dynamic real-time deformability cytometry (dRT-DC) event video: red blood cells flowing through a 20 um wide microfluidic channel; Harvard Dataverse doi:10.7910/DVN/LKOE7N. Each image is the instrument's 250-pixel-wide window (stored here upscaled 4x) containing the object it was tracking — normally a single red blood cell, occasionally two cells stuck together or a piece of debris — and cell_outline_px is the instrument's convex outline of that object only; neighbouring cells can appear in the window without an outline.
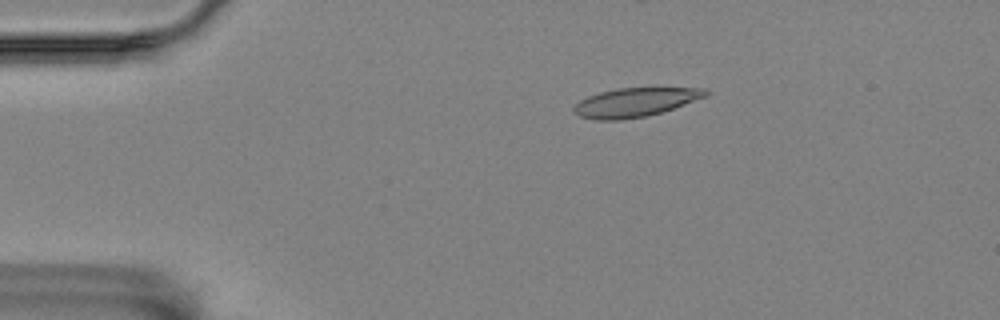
{"species": "Egyptian fruit bat (a non-hibernating species)", "species_latin": "Rousettus aegyptiacus", "temperature_condition": "room temperature", "stored_images_in_passage": 6, "camera_frame_rate_fps": 3000, "um_per_image_px": 0.085, "animal": {"sex": "female"}, "frame": {"image": 1, "passage_image": 3, "time_ms": 0.667, "image_size_px": [1000, 320], "cell_outline_px": [[708, 96], [660, 112], [644, 116], [620, 120], [596, 120], [580, 116], [572, 112], [572, 108], [580, 100], [588, 96], [600, 92], [616, 88], [704, 88], [708, 92]], "centroid_in_image_um": [53.94, 8.69], "position_along_channel_um": 31.1, "area_um2": 21.96}}
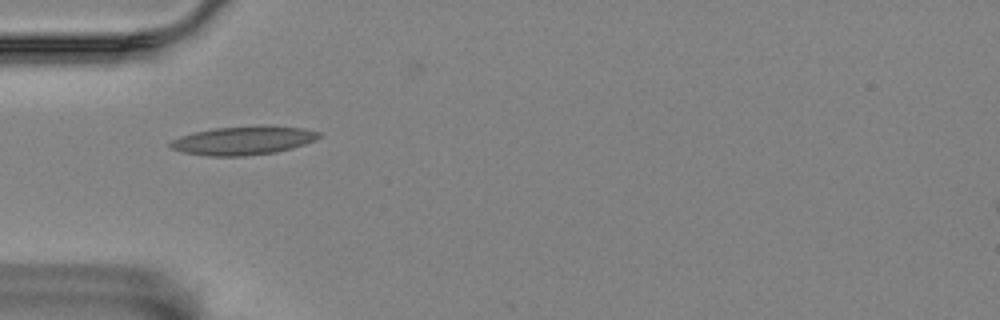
{"frame": {"image": 2, "passage_image": 5, "time_ms": 1.333, "image_size_px": [1000, 320], "cell_outline_px": [[320, 136], [316, 140], [292, 148], [276, 152], [244, 156], [212, 156], [184, 152], [172, 148], [168, 144], [172, 140], [180, 136], [192, 132], [212, 128], [256, 124], [268, 124], [304, 128], [320, 132]], "centroid_in_image_um": [20.71, 11.91], "position_along_channel_um": 64.3, "area_um2": 25.26}}
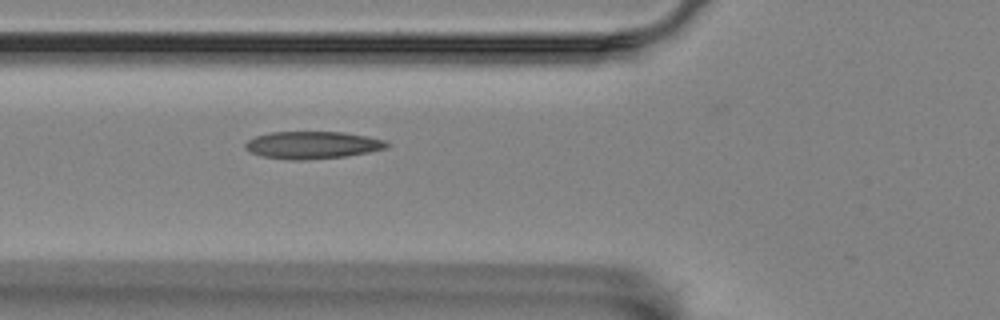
{"frame": {"image": 3, "passage_image": 6, "time_ms": 1.667, "image_size_px": [1000, 320], "cell_outline_px": [[392, 144], [388, 148], [348, 156], [308, 160], [288, 160], [260, 156], [244, 148], [244, 144], [248, 140], [256, 136], [268, 132], [344, 132], [368, 136], [384, 140]], "centroid_in_image_um": [26.58, 12.33], "position_along_channel_um": 99.2, "area_um2": 22.89}}